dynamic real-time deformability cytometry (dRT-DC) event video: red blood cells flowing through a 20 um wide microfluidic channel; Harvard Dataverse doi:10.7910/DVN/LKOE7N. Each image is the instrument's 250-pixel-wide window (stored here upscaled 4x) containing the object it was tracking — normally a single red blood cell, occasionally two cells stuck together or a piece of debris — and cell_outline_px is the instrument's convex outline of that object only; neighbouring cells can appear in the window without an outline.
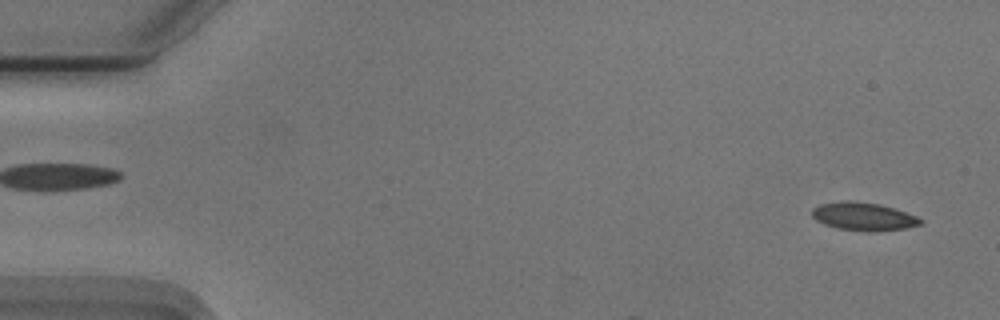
{"species": "Egyptian fruit bat (a non-hibernating species)", "species_latin": "Rousettus aegyptiacus", "temperature_condition": "cold", "stored_images_in_passage": 10, "camera_frame_rate_fps": 3000, "um_per_image_px": 0.085, "animal": {"sex": "male"}, "frame": {"image": 1, "passage_image": 2, "time_ms": 0.333, "image_size_px": [1000, 320], "cell_outline_px": [[924, 224], [904, 228], [868, 232], [840, 228], [824, 224], [816, 220], [812, 216], [812, 208], [820, 204], [848, 200], [880, 204], [916, 216], [924, 220]], "centroid_in_image_um": [73.4, 18.4], "position_along_channel_um": 11.6, "area_um2": 17.57}}